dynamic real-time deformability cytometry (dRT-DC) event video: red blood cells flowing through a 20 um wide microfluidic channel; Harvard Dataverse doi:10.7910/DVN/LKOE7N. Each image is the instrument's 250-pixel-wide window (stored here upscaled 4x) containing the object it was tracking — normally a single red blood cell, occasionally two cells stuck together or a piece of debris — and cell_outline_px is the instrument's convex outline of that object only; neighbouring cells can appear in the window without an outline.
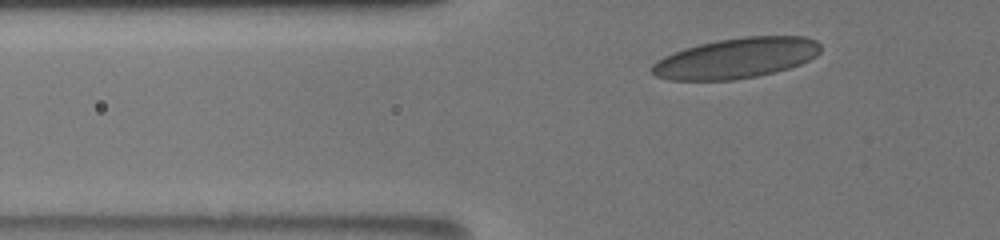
{"species": "human", "species_latin": "Homo sapiens", "temperature_condition": "room temperature", "stored_images_in_passage": 7, "camera_frame_rate_fps": 3000, "um_per_image_px": 0.085, "donor": {"sex": "male"}, "frame": {"image": 1, "passage_image": 4, "time_ms": 1.0, "image_size_px": [1000, 240], "cell_outline_px": [[820, 52], [816, 56], [800, 64], [776, 72], [756, 76], [732, 80], [668, 80], [656, 76], [652, 72], [652, 64], [656, 60], [664, 56], [684, 48], [700, 44], [720, 40], [744, 36], [804, 36], [816, 40], [820, 44]], "centroid_in_image_um": [62.58, 4.94], "position_along_channel_um": 63.2, "area_um2": 39.65}}
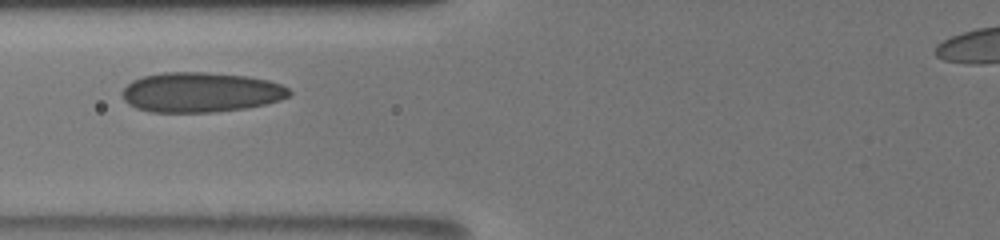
{"frame": {"image": 2, "passage_image": 6, "time_ms": 2.667, "image_size_px": [1000, 240], "cell_outline_px": [[292, 92], [288, 96], [280, 100], [264, 104], [244, 108], [216, 112], [152, 112], [136, 108], [128, 104], [124, 100], [120, 92], [132, 80], [144, 76], [164, 72], [208, 72], [248, 76], [268, 80], [280, 84], [288, 88]], "centroid_in_image_um": [17.04, 7.84], "position_along_channel_um": 108.8, "area_um2": 38.96}}